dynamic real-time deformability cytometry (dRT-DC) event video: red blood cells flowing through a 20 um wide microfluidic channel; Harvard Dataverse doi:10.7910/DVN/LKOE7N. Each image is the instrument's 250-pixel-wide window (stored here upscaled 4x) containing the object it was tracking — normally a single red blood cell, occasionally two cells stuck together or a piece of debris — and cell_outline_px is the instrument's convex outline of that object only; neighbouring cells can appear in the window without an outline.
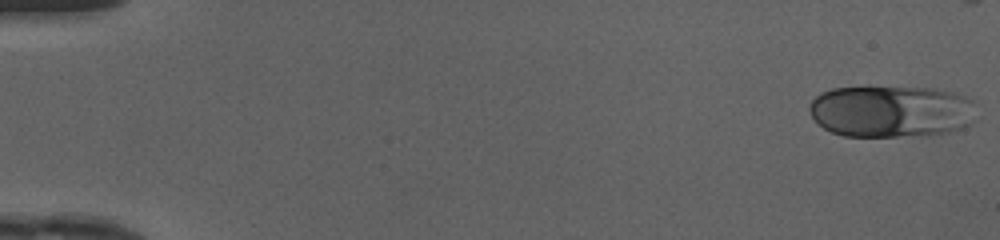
{"species": "human", "species_latin": "Homo sapiens", "temperature_condition": "cold", "stored_images_in_passage": 48, "camera_frame_rate_fps": 3000, "um_per_image_px": 0.085, "donor": {"sex": "female"}, "frame": {"image": 1, "passage_image": 1, "time_ms": 0.0, "image_size_px": [1000, 240], "cell_outline_px": [[976, 120], [972, 124], [964, 128], [948, 132], [928, 136], [844, 136], [832, 132], [824, 128], [812, 116], [808, 108], [812, 100], [820, 92], [832, 88], [864, 84], [868, 84], [936, 88], [956, 92], [972, 100]], "centroid_in_image_um": [75.77, 9.41], "position_along_channel_um": 9.2, "area_um2": 52.48}}
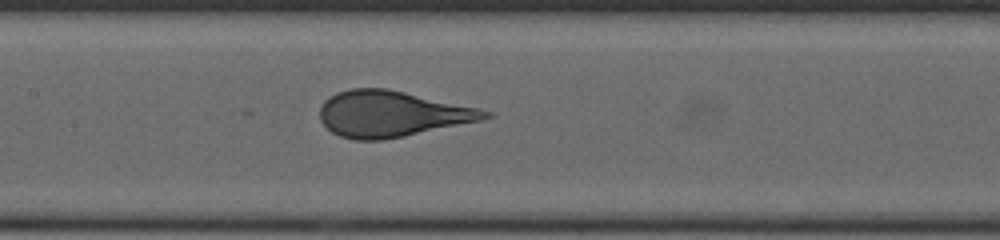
{"frame": {"image": 2, "passage_image": 24, "time_ms": 7.667, "image_size_px": [1000, 240], "cell_outline_px": [[496, 112], [492, 116], [480, 120], [404, 136], [384, 140], [356, 140], [340, 136], [332, 132], [320, 120], [320, 108], [324, 100], [336, 92], [352, 88], [388, 88], [480, 108]], "centroid_in_image_um": [33.3, 9.67], "position_along_channel_um": 174.1, "area_um2": 44.22}}
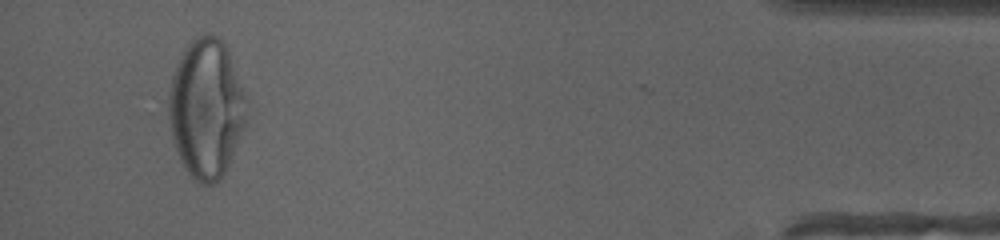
{"frame": {"image": 3, "passage_image": 46, "time_ms": 15.0, "image_size_px": [1000, 240], "cell_outline_px": [[248, 120], [228, 164], [220, 180], [212, 184], [200, 184], [184, 168], [180, 160], [172, 140], [168, 116], [168, 96], [172, 76], [176, 64], [184, 48], [196, 36], [208, 32], [216, 36], [224, 44], [228, 52], [244, 92]], "centroid_in_image_um": [17.51, 9.22], "position_along_channel_um": 417.7, "area_um2": 63.0}, "authors_computed_cell_mechanics": {"area_um2": 47.8006, "velocity_mm_per_s": 4.1696, "shape_relaxation_time_tau1_ms": 3.4481, "shape_relaxation_time_tau2_ms": null, "deformation_change_tau1": 0.1462, "deformation_change_tau2": null}}